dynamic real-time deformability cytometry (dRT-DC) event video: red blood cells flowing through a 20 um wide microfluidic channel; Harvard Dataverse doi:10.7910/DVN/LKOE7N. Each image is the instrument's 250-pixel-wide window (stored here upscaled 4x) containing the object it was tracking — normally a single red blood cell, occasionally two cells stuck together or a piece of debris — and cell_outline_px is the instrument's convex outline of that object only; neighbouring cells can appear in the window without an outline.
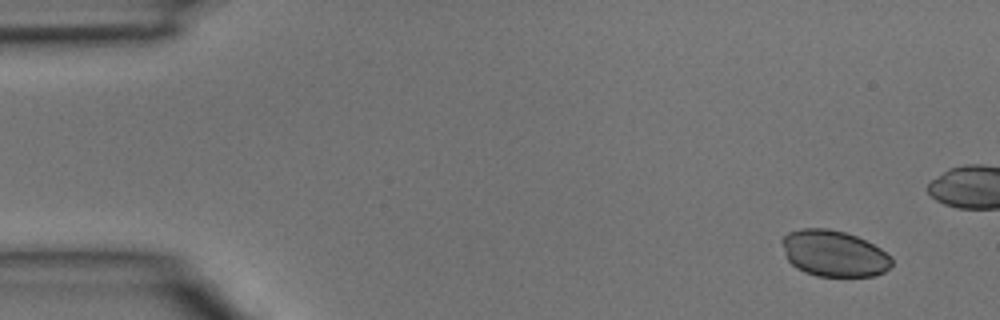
{"species": "common noctule bat (a hibernating species)", "species_latin": "Nyctalus noctula", "temperature_condition": "room temperature", "stored_images_in_passage": 4, "camera_frame_rate_fps": 3000, "um_per_image_px": 0.085, "animal": {"sex": "male", "body_mass_g": 15.6}, "frame": {"image": 1, "passage_image": 1, "time_ms": 0.0, "image_size_px": [1000, 320], "cell_outline_px": [[892, 264], [884, 272], [876, 276], [816, 276], [804, 272], [796, 268], [788, 260], [780, 240], [788, 232], [800, 228], [828, 228], [844, 232], [856, 236], [880, 248], [892, 256]], "centroid_in_image_um": [70.87, 21.54], "position_along_channel_um": 14.1, "area_um2": 29.65}}